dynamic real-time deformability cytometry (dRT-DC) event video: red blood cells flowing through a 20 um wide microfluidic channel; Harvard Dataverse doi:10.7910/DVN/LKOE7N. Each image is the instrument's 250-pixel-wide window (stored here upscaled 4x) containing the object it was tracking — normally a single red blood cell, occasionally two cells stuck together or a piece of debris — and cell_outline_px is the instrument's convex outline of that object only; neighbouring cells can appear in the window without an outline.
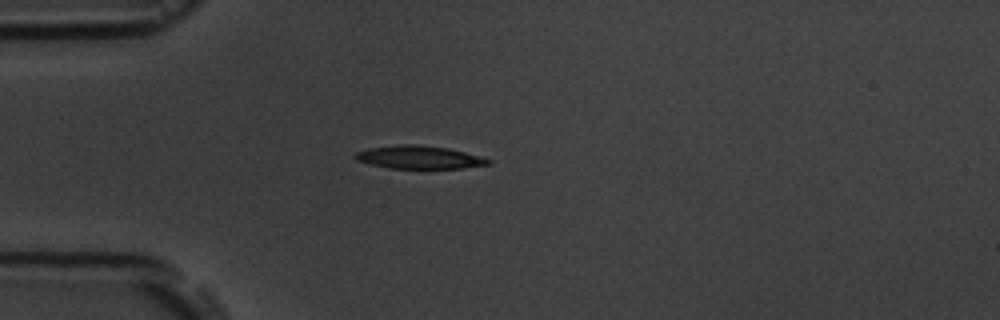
{"species": "common noctule bat (a hibernating species)", "species_latin": "Nyctalus noctula", "temperature_condition": "room temperature", "stored_images_in_passage": 2, "camera_frame_rate_fps": 3000, "um_per_image_px": 0.085, "animal": {"sex": "male", "body_mass_g": 19.5, "forearm_length_mm": 54.6}, "frame": {"image": 1, "passage_image": 1, "time_ms": 0.0, "image_size_px": [1000, 320], "cell_outline_px": [[492, 164], [464, 168], [388, 168], [368, 164], [356, 160], [352, 156], [356, 152], [368, 148], [404, 144], [412, 144], [448, 148], [480, 156], [492, 160]], "centroid_in_image_um": [35.61, 13.37], "position_along_channel_um": 49.4, "area_um2": 17.86}}